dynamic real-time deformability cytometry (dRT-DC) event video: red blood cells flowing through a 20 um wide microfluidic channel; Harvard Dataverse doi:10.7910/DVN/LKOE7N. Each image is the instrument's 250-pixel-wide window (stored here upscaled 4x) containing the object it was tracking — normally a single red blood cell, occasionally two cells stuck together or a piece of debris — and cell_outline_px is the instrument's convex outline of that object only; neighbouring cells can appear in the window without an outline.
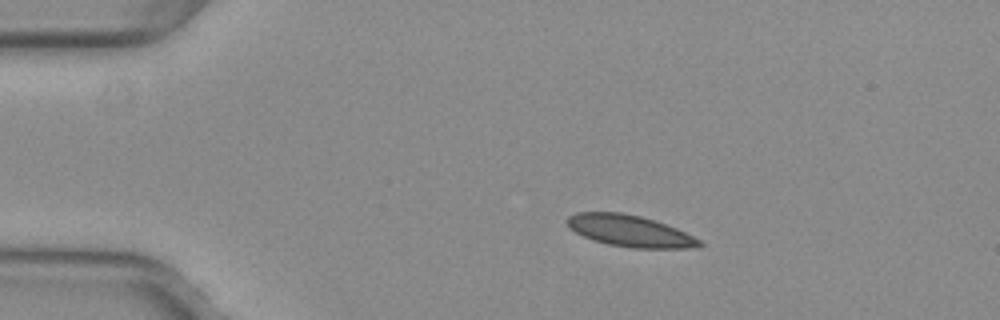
{"species": "common noctule bat (a hibernating species)", "species_latin": "Nyctalus noctula", "temperature_condition": "warm", "stored_images_in_passage": 43, "camera_frame_rate_fps": 3000, "um_per_image_px": 0.085, "animal": {"sex": "female", "body_mass_g": 29.2, "forearm_length_mm": 56.3}, "frame": {"image": 1, "passage_image": 1, "time_ms": 0.0, "image_size_px": [1000, 320], "cell_outline_px": [[704, 244], [700, 248], [632, 248], [608, 244], [592, 240], [568, 228], [568, 216], [576, 212], [620, 212], [640, 216], [676, 228], [700, 240]], "centroid_in_image_um": [53.53, 19.64], "position_along_channel_um": 31.5, "area_um2": 24.16}}
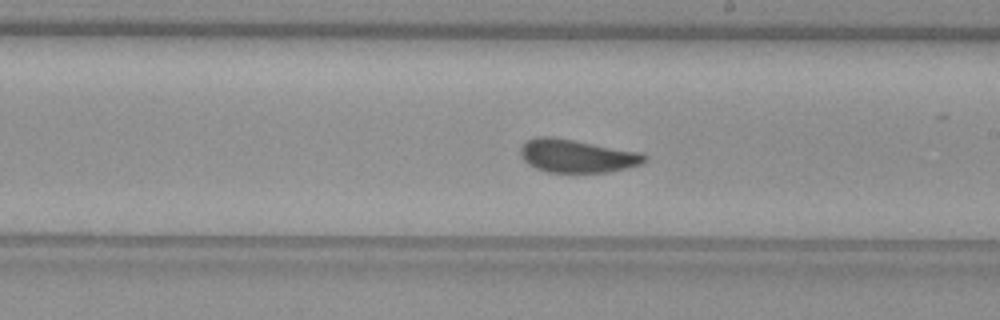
{"frame": {"image": 2, "passage_image": 21, "time_ms": 6.667, "image_size_px": [1000, 320], "cell_outline_px": [[648, 160], [640, 164], [628, 168], [608, 172], [548, 172], [536, 168], [528, 164], [520, 156], [520, 148], [528, 140], [536, 136], [552, 136], [644, 152], [648, 156]], "centroid_in_image_um": [49.09, 13.24], "position_along_channel_um": 239.9, "area_um2": 24.28}}
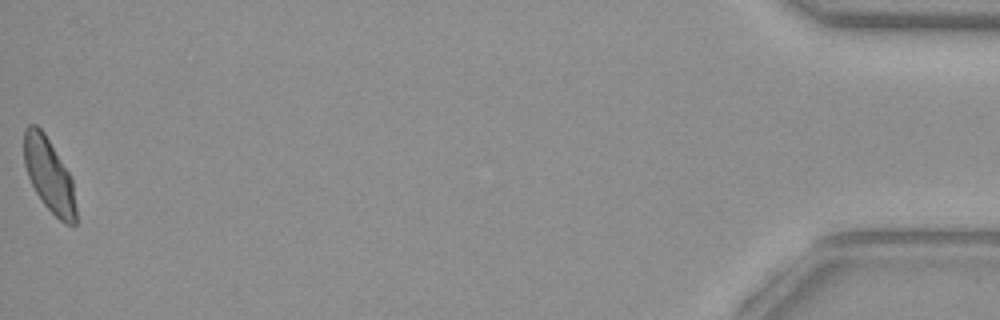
{"frame": {"image": 3, "passage_image": 43, "time_ms": 14.0, "image_size_px": [1000, 320], "cell_outline_px": [[76, 224], [64, 224], [44, 204], [36, 192], [28, 176], [24, 164], [24, 128], [28, 124], [36, 124], [44, 132], [72, 176], [76, 208]], "centroid_in_image_um": [4.18, 14.86], "position_along_channel_um": 431.0, "area_um2": 22.43}, "authors_computed_cell_mechanics": {"area_um2": 24.0448, "velocity_mm_per_s": 3.9878, "shape_relaxation_time_tau1_ms": 4.5619, "shape_relaxation_time_tau2_ms": 0.6927, "deformation_change_tau1": 0.1172, "deformation_change_tau2": 0.0455}}